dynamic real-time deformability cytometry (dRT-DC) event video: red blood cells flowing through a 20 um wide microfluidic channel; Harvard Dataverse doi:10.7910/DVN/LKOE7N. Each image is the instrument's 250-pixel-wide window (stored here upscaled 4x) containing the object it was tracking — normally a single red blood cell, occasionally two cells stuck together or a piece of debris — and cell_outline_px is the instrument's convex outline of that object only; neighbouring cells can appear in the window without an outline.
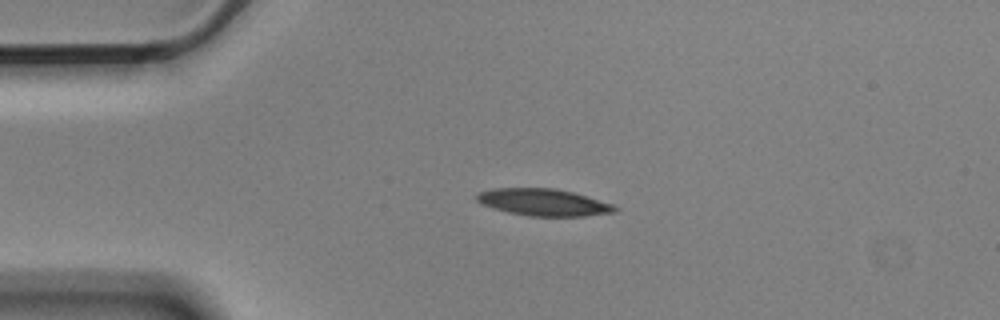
{"species": "Egyptian fruit bat (a non-hibernating species)", "species_latin": "Rousettus aegyptiacus", "temperature_condition": "cold", "stored_images_in_passage": 47, "camera_frame_rate_fps": 3000, "um_per_image_px": 0.085, "animal": {"sex": "male"}, "frame": {"image": 1, "passage_image": 4, "time_ms": 1.0, "image_size_px": [1000, 320], "cell_outline_px": [[620, 208], [616, 212], [584, 216], [528, 216], [508, 212], [492, 208], [480, 204], [476, 200], [476, 192], [492, 188], [556, 188], [588, 196], [612, 204]], "centroid_in_image_um": [46.17, 17.19], "position_along_channel_um": 38.8, "area_um2": 21.96}}
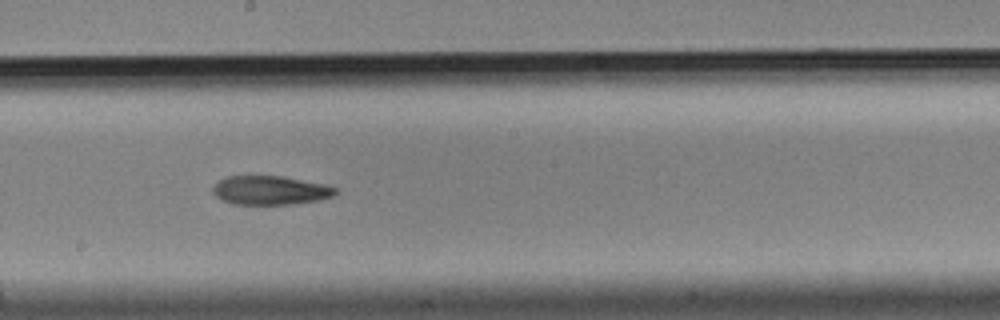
{"frame": {"image": 2, "passage_image": 22, "time_ms": 7.0, "image_size_px": [1000, 320], "cell_outline_px": [[340, 192], [332, 196], [320, 200], [292, 204], [232, 204], [220, 200], [212, 192], [212, 188], [220, 180], [228, 176], [280, 176], [324, 184], [340, 188]], "centroid_in_image_um": [23.0, 16.18], "position_along_channel_um": 225.2, "area_um2": 20.75}}
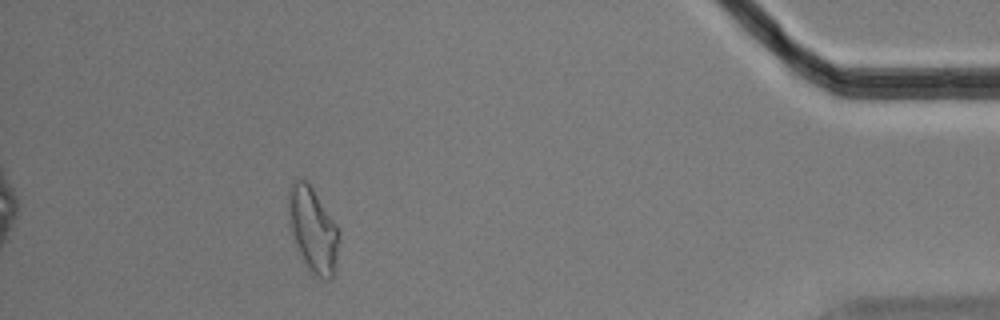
{"frame": {"image": 3, "passage_image": 42, "time_ms": 13.667, "image_size_px": [1000, 320], "cell_outline_px": [[340, 232], [332, 280], [324, 280], [312, 276], [300, 260], [292, 240], [288, 224], [288, 188], [292, 180], [308, 180], [340, 228]], "centroid_in_image_um": [26.56, 19.54], "position_along_channel_um": 408.6, "area_um2": 26.18}, "authors_computed_cell_mechanics": {"area_um2": 22.1374, "velocity_mm_per_s": 3.5646, "shape_relaxation_time_tau1_ms": 4.7454, "shape_relaxation_time_tau2_ms": 6.5136, "deformation_change_tau1": 0.1652, "deformation_change_tau2": 0.1566}}